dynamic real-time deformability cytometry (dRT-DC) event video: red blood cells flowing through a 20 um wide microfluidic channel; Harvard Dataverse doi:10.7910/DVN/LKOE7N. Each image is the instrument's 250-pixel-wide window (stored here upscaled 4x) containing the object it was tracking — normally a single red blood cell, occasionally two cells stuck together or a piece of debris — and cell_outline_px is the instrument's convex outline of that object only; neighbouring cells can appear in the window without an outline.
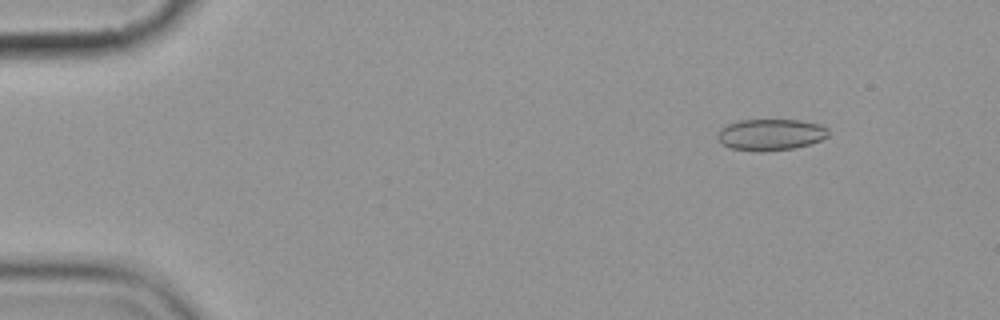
{"species": "common noctule bat (a hibernating species)", "species_latin": "Nyctalus noctula", "temperature_condition": "cold", "stored_images_in_passage": 6, "camera_frame_rate_fps": 3000, "um_per_image_px": 0.085, "animal": {"sex": "female", "body_mass_g": 19.9}, "frame": {"image": 1, "passage_image": 6, "time_ms": 6.667, "image_size_px": [1000, 320], "cell_outline_px": [[828, 136], [820, 140], [808, 144], [792, 148], [756, 152], [732, 148], [720, 144], [716, 136], [716, 132], [720, 128], [728, 124], [740, 120], [800, 120], [820, 124], [828, 128]], "centroid_in_image_um": [65.45, 11.44], "position_along_channel_um": 19.5, "area_um2": 20.35}}